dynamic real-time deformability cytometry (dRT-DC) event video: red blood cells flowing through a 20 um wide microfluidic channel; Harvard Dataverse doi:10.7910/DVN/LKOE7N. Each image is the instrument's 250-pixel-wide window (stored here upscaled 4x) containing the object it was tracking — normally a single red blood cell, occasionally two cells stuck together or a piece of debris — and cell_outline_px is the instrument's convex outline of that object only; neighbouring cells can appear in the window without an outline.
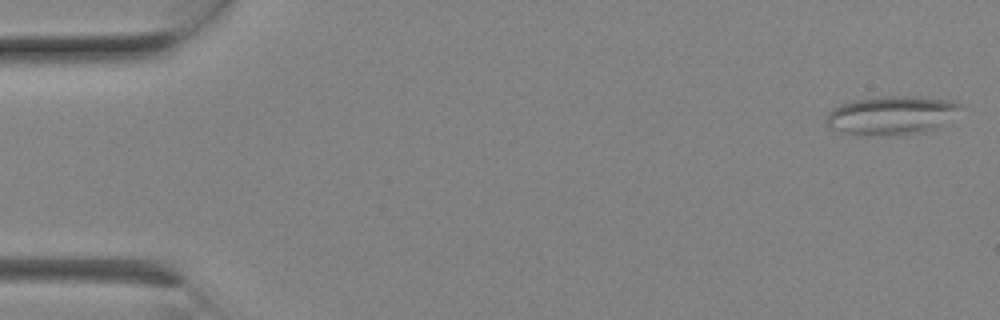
{"species": "Egyptian fruit bat (a non-hibernating species)", "species_latin": "Rousettus aegyptiacus", "temperature_condition": "room temperature", "stored_images_in_passage": 6, "camera_frame_rate_fps": 3000, "um_per_image_px": 0.085, "animal": {"sex": "female"}, "frame": {"image": 1, "passage_image": 1, "time_ms": 0.0, "image_size_px": [1000, 320], "cell_outline_px": [[960, 104], [936, 128], [924, 132], [864, 136], [844, 132], [828, 128], [824, 120], [828, 112], [832, 108], [840, 104], [852, 100], [880, 96], [916, 96], [952, 100]], "centroid_in_image_um": [75.61, 9.79], "position_along_channel_um": 9.4, "area_um2": 29.77}}